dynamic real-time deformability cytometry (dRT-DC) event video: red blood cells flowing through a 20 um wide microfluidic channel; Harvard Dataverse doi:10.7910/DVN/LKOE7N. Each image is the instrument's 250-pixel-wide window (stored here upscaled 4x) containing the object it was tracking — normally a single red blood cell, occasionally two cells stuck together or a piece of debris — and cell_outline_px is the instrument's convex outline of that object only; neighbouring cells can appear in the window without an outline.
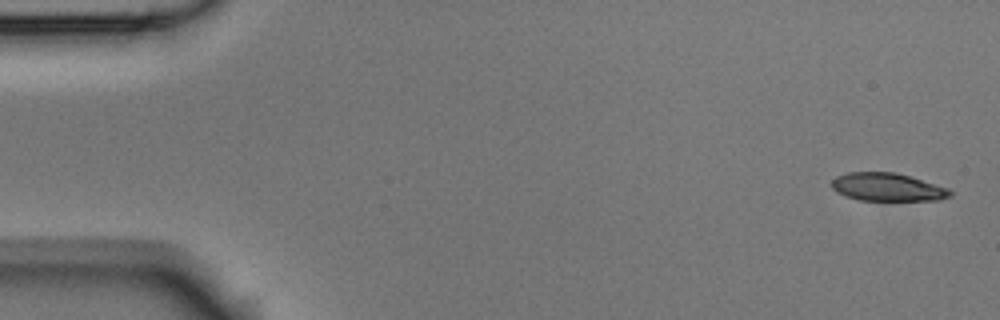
{"species": "Egyptian fruit bat (a non-hibernating species)", "species_latin": "Rousettus aegyptiacus", "temperature_condition": "room temperature", "stored_images_in_passage": 4, "camera_frame_rate_fps": 3000, "um_per_image_px": 0.085, "animal": {"sex": "male"}, "frame": {"image": 1, "passage_image": 1, "time_ms": 0.0, "image_size_px": [1000, 320], "cell_outline_px": [[952, 196], [940, 200], [860, 200], [844, 196], [836, 192], [832, 188], [832, 180], [836, 176], [848, 172], [896, 172], [948, 188], [952, 192]], "centroid_in_image_um": [75.42, 15.9], "position_along_channel_um": 9.6, "area_um2": 19.36}}
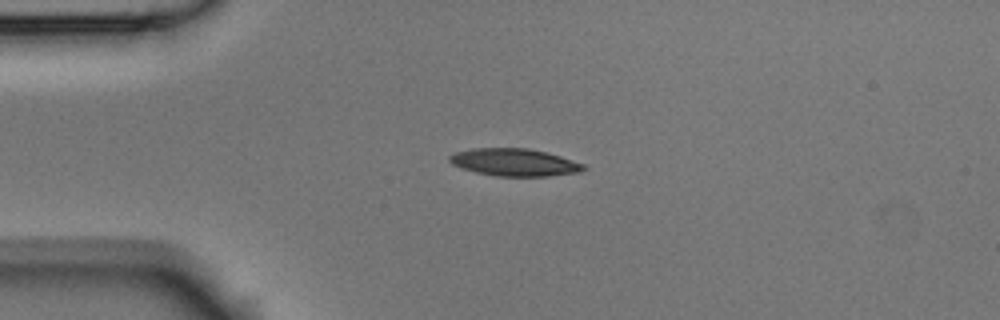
{"frame": {"image": 2, "passage_image": 4, "time_ms": 1.0, "image_size_px": [1000, 320], "cell_outline_px": [[588, 168], [580, 172], [548, 176], [496, 176], [476, 172], [460, 168], [452, 164], [448, 160], [448, 156], [456, 152], [472, 148], [528, 148], [560, 156], [584, 164]], "centroid_in_image_um": [43.71, 13.8], "position_along_channel_um": 41.3, "area_um2": 21.44}}